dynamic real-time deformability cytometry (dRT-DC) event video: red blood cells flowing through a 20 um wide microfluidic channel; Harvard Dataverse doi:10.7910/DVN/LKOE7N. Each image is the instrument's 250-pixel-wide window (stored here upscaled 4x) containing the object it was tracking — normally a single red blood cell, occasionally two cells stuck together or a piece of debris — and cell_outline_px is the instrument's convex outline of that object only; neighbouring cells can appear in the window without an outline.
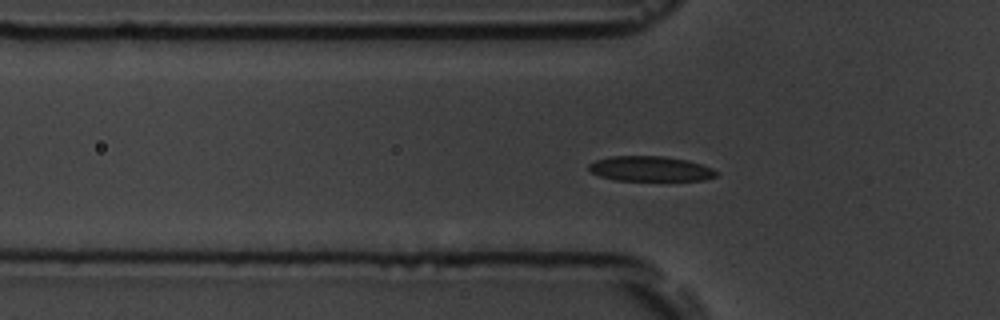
{"species": "common noctule bat (a hibernating species)", "species_latin": "Nyctalus noctula", "temperature_condition": "room temperature", "stored_images_in_passage": 40, "segment_of_instrument_passage": [1, 2], "camera_frame_rate_fps": 3000, "um_per_image_px": 0.085, "animal": {"sex": "male", "body_mass_g": 19.5, "forearm_length_mm": 54.6}, "frame": {"image": 1, "passage_image": 2, "time_ms": 0.333, "image_size_px": [1000, 320], "cell_outline_px": [[720, 172], [716, 176], [704, 180], [616, 180], [600, 176], [592, 172], [588, 168], [588, 164], [596, 160], [612, 156], [664, 156], [688, 160], [712, 168]], "centroid_in_image_um": [55.3, 14.34], "position_along_channel_um": 70.5, "area_um2": 18.55}}
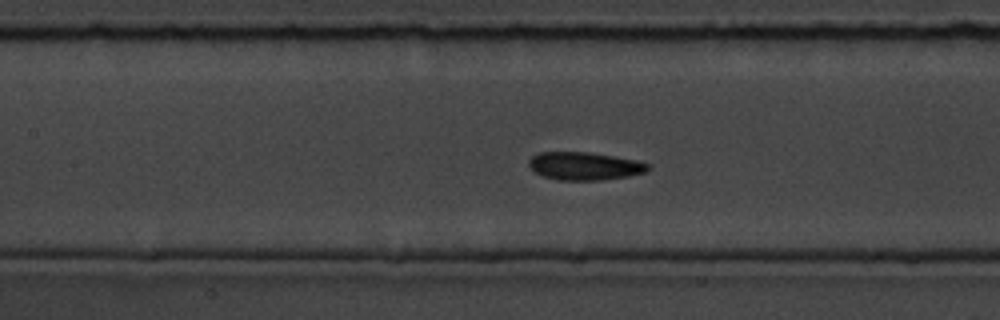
{"frame": {"image": 2, "passage_image": 9, "time_ms": 2.667, "image_size_px": [1000, 320], "cell_outline_px": [[648, 168], [644, 172], [628, 176], [600, 180], [560, 180], [544, 176], [536, 172], [528, 164], [528, 160], [532, 156], [540, 152], [588, 152], [636, 160], [648, 164]], "centroid_in_image_um": [49.65, 14.11], "position_along_channel_um": 157.7, "area_um2": 19.07}}
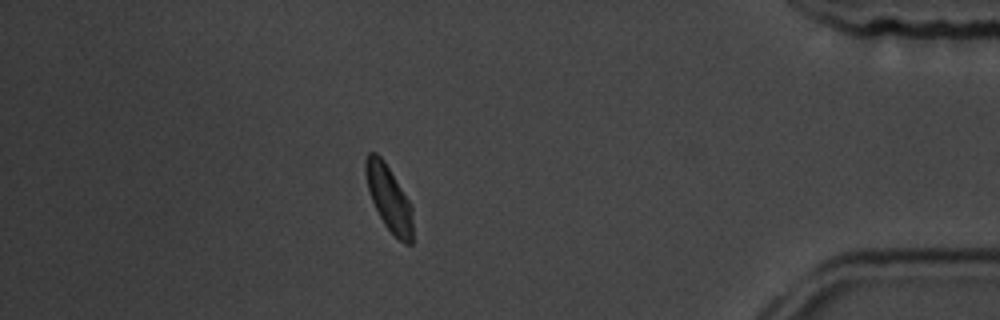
{"frame": {"image": 3, "passage_image": 32, "time_ms": 10.333, "image_size_px": [1000, 320], "cell_outline_px": [[412, 244], [404, 244], [384, 224], [372, 200], [368, 188], [364, 172], [364, 160], [368, 152], [376, 152], [384, 160], [412, 204]], "centroid_in_image_um": [33.05, 16.8], "position_along_channel_um": 402.1, "area_um2": 17.98}}